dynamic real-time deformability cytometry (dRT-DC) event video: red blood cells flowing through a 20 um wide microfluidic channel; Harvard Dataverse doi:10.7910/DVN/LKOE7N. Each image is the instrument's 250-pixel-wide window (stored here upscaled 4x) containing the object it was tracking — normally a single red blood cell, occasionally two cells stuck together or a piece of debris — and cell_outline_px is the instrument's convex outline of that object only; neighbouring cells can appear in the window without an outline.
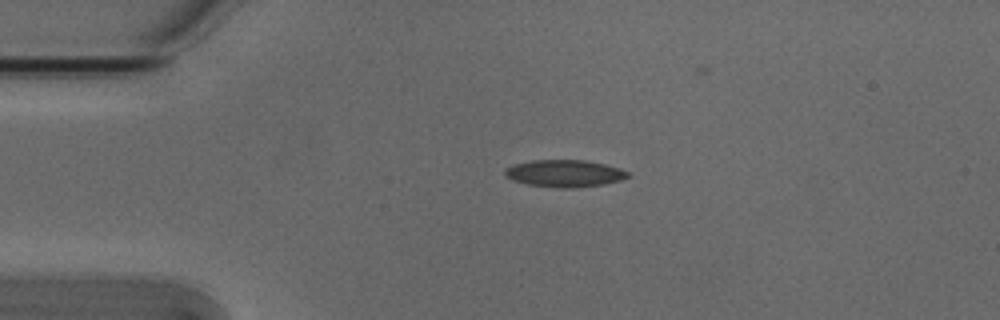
{"species": "Egyptian fruit bat (a non-hibernating species)", "species_latin": "Rousettus aegyptiacus", "temperature_condition": "cold", "stored_images_in_passage": 4, "camera_frame_rate_fps": 3000, "um_per_image_px": 0.085, "animal": {"sex": "male"}, "frame": {"image": 1, "passage_image": 3, "time_ms": 0.667, "image_size_px": [1000, 320], "cell_outline_px": [[628, 176], [620, 180], [604, 184], [572, 188], [560, 188], [528, 184], [512, 180], [504, 176], [504, 168], [512, 164], [532, 160], [584, 160], [604, 164], [620, 168], [628, 172]], "centroid_in_image_um": [47.93, 14.73], "position_along_channel_um": 37.1, "area_um2": 19.42}}